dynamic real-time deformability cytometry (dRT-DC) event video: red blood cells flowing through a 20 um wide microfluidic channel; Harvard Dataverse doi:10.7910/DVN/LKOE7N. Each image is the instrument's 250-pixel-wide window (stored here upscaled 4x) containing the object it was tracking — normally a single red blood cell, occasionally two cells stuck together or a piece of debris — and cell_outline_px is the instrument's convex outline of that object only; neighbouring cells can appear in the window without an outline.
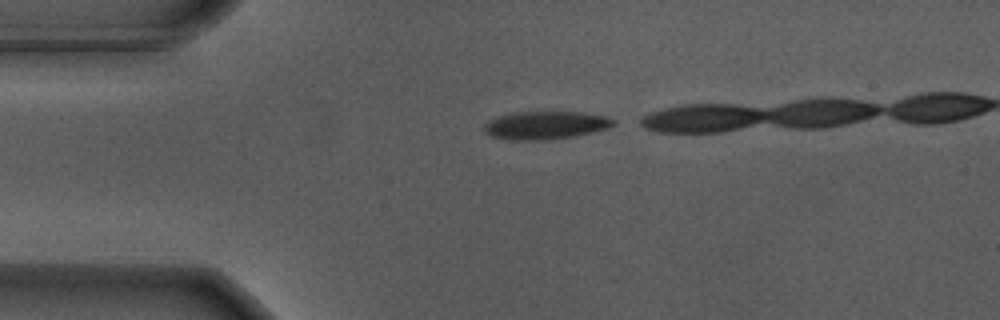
{"species": "Egyptian fruit bat (a non-hibernating species)", "species_latin": "Rousettus aegyptiacus", "temperature_condition": "warm", "stored_images_in_passage": 12, "camera_frame_rate_fps": 3000, "um_per_image_px": 0.085, "animal": {"sex": "male"}, "frame": {"image": 1, "passage_image": 1, "time_ms": 0.0, "image_size_px": [1000, 320], "cell_outline_px": [[616, 124], [608, 128], [576, 136], [544, 140], [504, 140], [492, 136], [484, 132], [484, 124], [496, 116], [512, 112], [580, 112], [604, 116], [616, 120]], "centroid_in_image_um": [46.34, 10.65], "position_along_channel_um": 38.7, "area_um2": 21.27}}
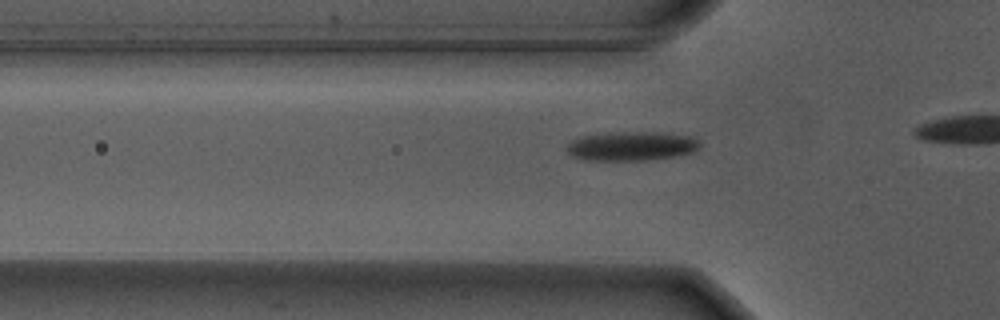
{"frame": {"image": 2, "passage_image": 6, "time_ms": 1.667, "image_size_px": [1000, 320], "cell_outline_px": [[700, 148], [692, 152], [672, 156], [644, 160], [584, 160], [572, 156], [568, 152], [568, 144], [572, 140], [584, 136], [648, 132], [692, 136], [700, 140]], "centroid_in_image_um": [53.72, 12.44], "position_along_channel_um": 72.1, "area_um2": 21.79}}
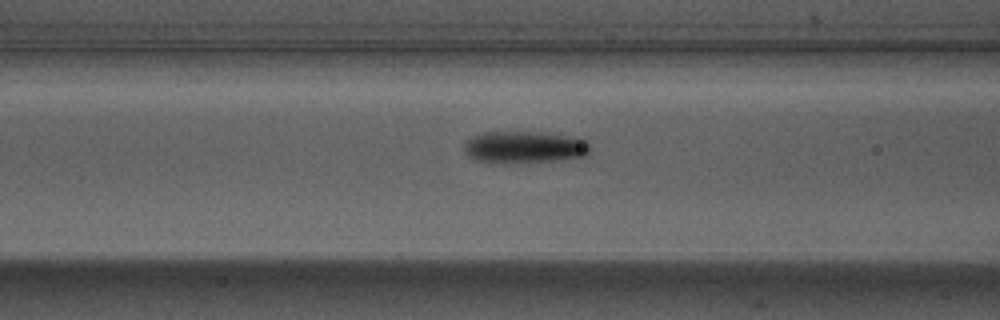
{"frame": {"image": 3, "passage_image": 10, "time_ms": 3.0, "image_size_px": [1000, 320], "cell_outline_px": [[592, 148], [584, 156], [556, 160], [504, 164], [500, 164], [476, 160], [468, 156], [464, 152], [464, 144], [472, 136], [484, 132], [516, 128], [544, 132], [584, 140]], "centroid_in_image_um": [44.48, 12.47], "position_along_channel_um": 122.1, "area_um2": 24.33}}